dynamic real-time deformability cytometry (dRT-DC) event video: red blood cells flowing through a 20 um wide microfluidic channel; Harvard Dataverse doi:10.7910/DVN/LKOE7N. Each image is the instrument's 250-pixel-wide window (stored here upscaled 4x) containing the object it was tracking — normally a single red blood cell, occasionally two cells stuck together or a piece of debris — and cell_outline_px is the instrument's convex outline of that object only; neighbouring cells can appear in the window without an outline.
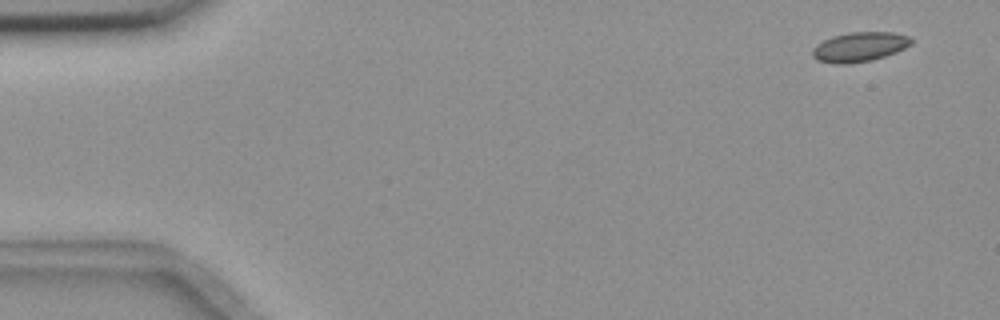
{"species": "common noctule bat (a hibernating species)", "species_latin": "Nyctalus noctula", "temperature_condition": "room temperature", "stored_images_in_passage": 5, "camera_frame_rate_fps": 3000, "um_per_image_px": 0.085, "animal": {"sex": "female", "body_mass_g": 18.4}, "frame": {"image": 1, "passage_image": 1, "time_ms": 0.0, "image_size_px": [1000, 320], "cell_outline_px": [[912, 44], [896, 52], [872, 60], [848, 64], [836, 64], [816, 60], [812, 56], [812, 48], [816, 44], [832, 36], [848, 32], [892, 32], [908, 36], [912, 40]], "centroid_in_image_um": [73.02, 3.99], "position_along_channel_um": 12.0, "area_um2": 17.11}}
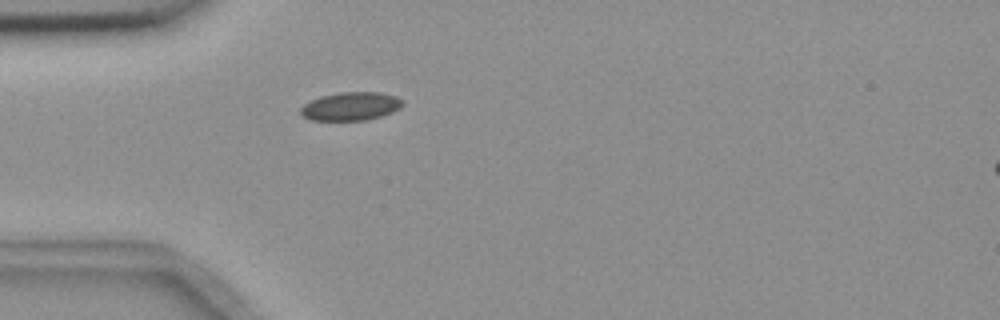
{"frame": {"image": 2, "passage_image": 5, "time_ms": 4.333, "image_size_px": [1000, 320], "cell_outline_px": [[404, 104], [400, 108], [392, 112], [380, 116], [364, 120], [312, 120], [304, 116], [300, 112], [300, 108], [304, 104], [320, 96], [340, 92], [380, 92], [396, 96], [404, 100]], "centroid_in_image_um": [29.84, 9.02], "position_along_channel_um": 55.2, "area_um2": 16.82}}